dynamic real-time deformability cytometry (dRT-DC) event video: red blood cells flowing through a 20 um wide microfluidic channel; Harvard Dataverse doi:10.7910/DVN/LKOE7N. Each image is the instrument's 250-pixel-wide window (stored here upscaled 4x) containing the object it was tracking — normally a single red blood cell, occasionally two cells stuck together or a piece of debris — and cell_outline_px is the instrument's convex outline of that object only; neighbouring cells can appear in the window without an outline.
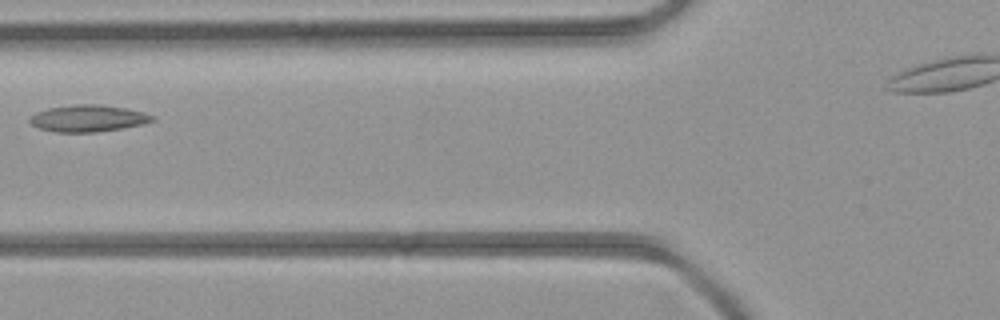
{"species": "common noctule bat (a hibernating species)", "species_latin": "Nyctalus noctula", "temperature_condition": "room temperature", "stored_images_in_passage": 4, "camera_frame_rate_fps": 3000, "um_per_image_px": 0.085, "animal": {"sex": "female", "body_mass_g": 21.9}, "frame": {"image": 1, "passage_image": 3, "time_ms": 2.333, "image_size_px": [1000, 320], "cell_outline_px": [[156, 120], [144, 124], [96, 132], [56, 132], [40, 128], [32, 124], [28, 120], [36, 112], [48, 108], [76, 104], [100, 104], [124, 108], [144, 112], [152, 116]], "centroid_in_image_um": [7.49, 10.05], "position_along_channel_um": 118.3, "area_um2": 18.96}}